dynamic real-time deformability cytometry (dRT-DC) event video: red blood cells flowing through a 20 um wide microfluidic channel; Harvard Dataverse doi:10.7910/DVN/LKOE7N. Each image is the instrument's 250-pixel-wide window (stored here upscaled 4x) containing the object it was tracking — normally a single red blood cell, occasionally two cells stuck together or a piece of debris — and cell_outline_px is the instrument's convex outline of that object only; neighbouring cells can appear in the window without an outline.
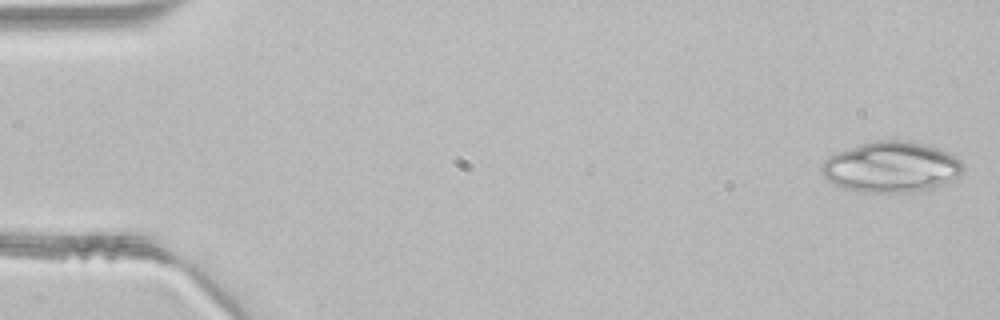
{"species": "common noctule bat (a hibernating species)", "species_latin": "Nyctalus noctula", "temperature_condition": "room temperature", "stored_images_in_passage": 13, "camera_frame_rate_fps": 3000, "um_per_image_px": 0.085, "animal": {"sex": "male", "body_mass_g": 21.5, "forearm_length_mm": 52.0}, "frame": {"image": 1, "passage_image": 1, "time_ms": 0.0, "image_size_px": [1000, 320], "cell_outline_px": [[964, 172], [944, 184], [936, 188], [912, 192], [872, 192], [848, 188], [836, 184], [828, 180], [820, 172], [820, 164], [828, 156], [836, 152], [860, 144], [876, 140], [900, 140], [924, 144], [948, 152], [960, 160], [964, 164]], "centroid_in_image_um": [75.77, 14.19], "position_along_channel_um": 9.2, "area_um2": 41.67}}